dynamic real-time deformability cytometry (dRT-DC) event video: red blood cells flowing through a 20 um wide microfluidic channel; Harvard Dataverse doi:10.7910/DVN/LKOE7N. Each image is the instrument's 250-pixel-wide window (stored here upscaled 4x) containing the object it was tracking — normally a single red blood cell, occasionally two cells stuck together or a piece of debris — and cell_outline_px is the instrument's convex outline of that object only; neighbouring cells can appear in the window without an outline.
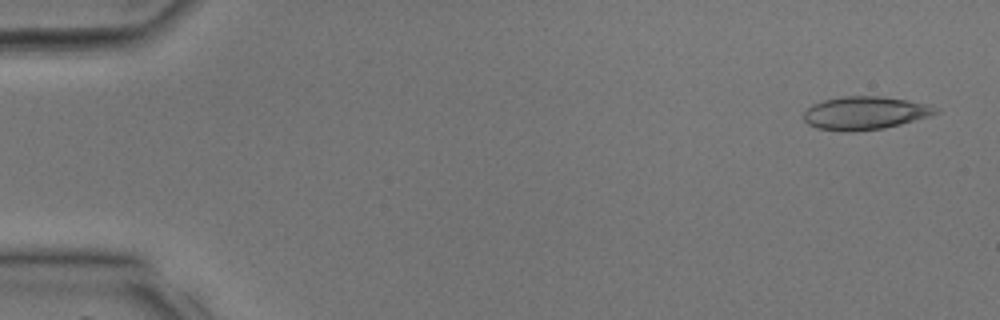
{"species": "common noctule bat (a hibernating species)", "species_latin": "Nyctalus noctula", "temperature_condition": "room temperature", "stored_images_in_passage": 38, "camera_frame_rate_fps": 3000, "um_per_image_px": 0.085, "animal": {"sex": "male", "body_mass_g": 17.9, "forearm_length_mm": 54.2}, "frame": {"image": 1, "passage_image": 2, "time_ms": 0.333, "image_size_px": [1000, 320], "cell_outline_px": [[940, 112], [928, 116], [900, 124], [884, 128], [852, 132], [844, 132], [816, 128], [808, 124], [804, 120], [804, 112], [812, 104], [824, 100], [844, 96], [880, 96], [908, 100], [932, 104], [940, 108]], "centroid_in_image_um": [73.55, 9.6], "position_along_channel_um": 11.5, "area_um2": 25.66}}
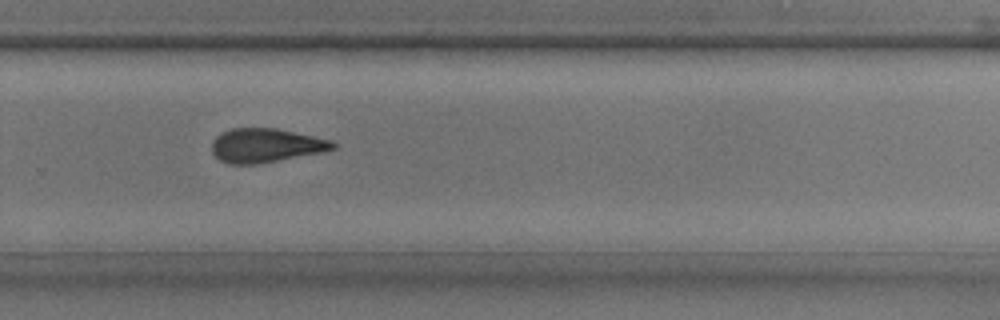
{"frame": {"image": 2, "passage_image": 26, "time_ms": 8.333, "image_size_px": [1000, 320], "cell_outline_px": [[336, 148], [324, 152], [260, 164], [228, 164], [220, 160], [212, 152], [212, 140], [220, 132], [232, 128], [276, 128], [332, 140], [336, 144]], "centroid_in_image_um": [22.59, 12.37], "position_along_channel_um": 307.2, "area_um2": 24.22}}
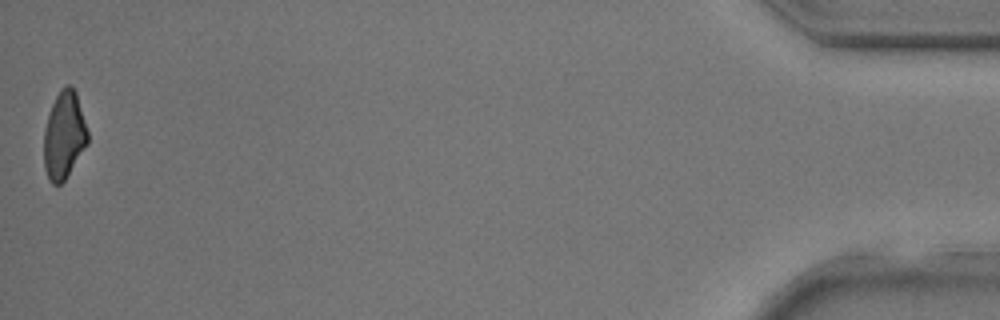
{"frame": {"image": 3, "passage_image": 38, "time_ms": 12.333, "image_size_px": [1000, 320], "cell_outline_px": [[88, 144], [64, 180], [60, 184], [52, 184], [48, 180], [44, 168], [44, 132], [48, 116], [52, 104], [60, 88], [68, 84], [72, 84], [76, 92], [88, 132]], "centroid_in_image_um": [5.44, 11.49], "position_along_channel_um": 429.8, "area_um2": 22.31}}